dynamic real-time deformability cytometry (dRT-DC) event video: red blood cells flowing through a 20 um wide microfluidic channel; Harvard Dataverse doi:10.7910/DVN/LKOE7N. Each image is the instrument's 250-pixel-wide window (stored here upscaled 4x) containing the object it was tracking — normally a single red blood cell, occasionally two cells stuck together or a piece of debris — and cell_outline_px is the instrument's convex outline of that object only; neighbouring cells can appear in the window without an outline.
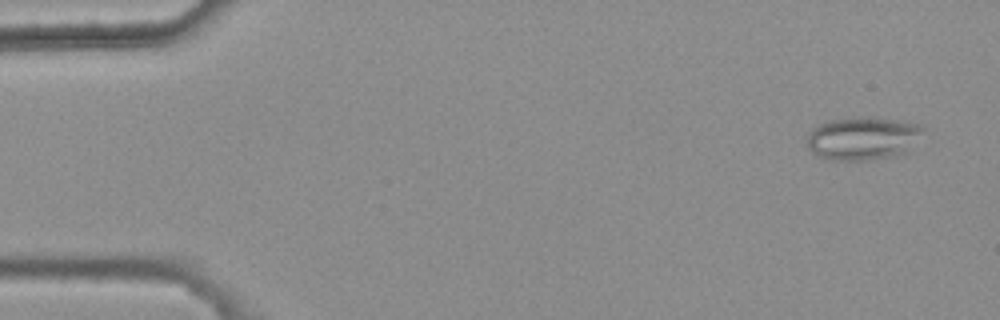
{"species": "common noctule bat (a hibernating species)", "species_latin": "Nyctalus noctula", "temperature_condition": "warm", "stored_images_in_passage": 5, "camera_frame_rate_fps": 3000, "um_per_image_px": 0.085, "animal": {"sex": "female", "body_mass_g": 25.1}, "frame": {"image": 1, "passage_image": 1, "time_ms": 0.0, "image_size_px": [1000, 320], "cell_outline_px": [[924, 128], [904, 152], [892, 156], [872, 160], [832, 160], [820, 156], [812, 152], [808, 148], [808, 132], [812, 128], [828, 120], [860, 116], [872, 116], [900, 120], [920, 124]], "centroid_in_image_um": [73.28, 11.73], "position_along_channel_um": 11.7, "area_um2": 29.02}}